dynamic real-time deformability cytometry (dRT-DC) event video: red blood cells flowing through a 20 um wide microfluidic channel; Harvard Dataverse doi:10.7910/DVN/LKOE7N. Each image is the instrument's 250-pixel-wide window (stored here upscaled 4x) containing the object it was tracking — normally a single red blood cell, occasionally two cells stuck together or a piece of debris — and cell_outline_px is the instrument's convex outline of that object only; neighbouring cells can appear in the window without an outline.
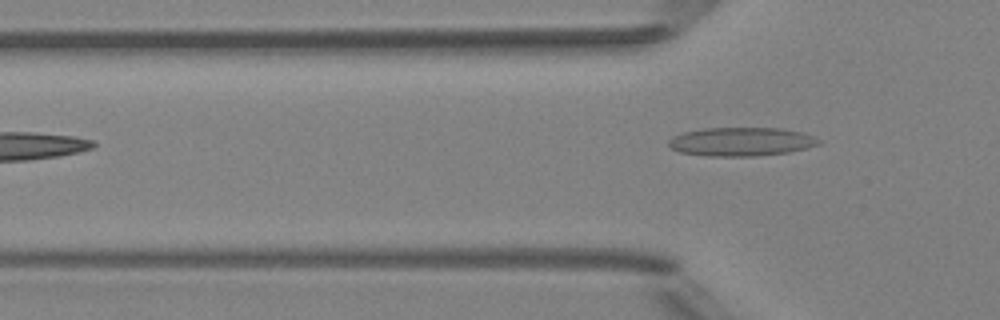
{"species": "Egyptian fruit bat (a non-hibernating species)", "species_latin": "Rousettus aegyptiacus", "temperature_condition": "room temperature", "stored_images_in_passage": 6, "camera_frame_rate_fps": 3000, "um_per_image_px": 0.085, "animal": {"sex": "female"}, "frame": {"image": 1, "passage_image": 6, "time_ms": 6.667, "image_size_px": [1000, 320], "cell_outline_px": [[824, 140], [820, 144], [788, 152], [752, 156], [708, 156], [680, 152], [672, 148], [668, 144], [668, 140], [672, 136], [684, 132], [704, 128], [784, 128], [804, 132], [816, 136]], "centroid_in_image_um": [63.05, 12.03], "position_along_channel_um": 62.7, "area_um2": 25.26}}